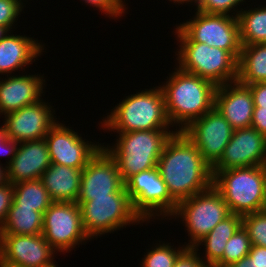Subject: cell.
Returning a JSON list of instances; mask_svg holds the SVG:
<instances>
[{
    "label": "cell",
    "mask_w": 266,
    "mask_h": 267,
    "mask_svg": "<svg viewBox=\"0 0 266 267\" xmlns=\"http://www.w3.org/2000/svg\"><path fill=\"white\" fill-rule=\"evenodd\" d=\"M157 169L177 203L213 185L212 167L182 131H176L166 142Z\"/></svg>",
    "instance_id": "1"
},
{
    "label": "cell",
    "mask_w": 266,
    "mask_h": 267,
    "mask_svg": "<svg viewBox=\"0 0 266 267\" xmlns=\"http://www.w3.org/2000/svg\"><path fill=\"white\" fill-rule=\"evenodd\" d=\"M174 69L159 87L172 128L176 126V131H183L214 107L217 86L207 79L184 72L177 66Z\"/></svg>",
    "instance_id": "2"
},
{
    "label": "cell",
    "mask_w": 266,
    "mask_h": 267,
    "mask_svg": "<svg viewBox=\"0 0 266 267\" xmlns=\"http://www.w3.org/2000/svg\"><path fill=\"white\" fill-rule=\"evenodd\" d=\"M102 118L100 128L109 132L126 133L139 130L171 129L159 86L125 96Z\"/></svg>",
    "instance_id": "3"
},
{
    "label": "cell",
    "mask_w": 266,
    "mask_h": 267,
    "mask_svg": "<svg viewBox=\"0 0 266 267\" xmlns=\"http://www.w3.org/2000/svg\"><path fill=\"white\" fill-rule=\"evenodd\" d=\"M175 132L174 128L118 133L112 146L107 143L103 147L116 161L125 183L131 176L157 167L166 142Z\"/></svg>",
    "instance_id": "4"
},
{
    "label": "cell",
    "mask_w": 266,
    "mask_h": 267,
    "mask_svg": "<svg viewBox=\"0 0 266 267\" xmlns=\"http://www.w3.org/2000/svg\"><path fill=\"white\" fill-rule=\"evenodd\" d=\"M213 186L233 214L262 211L265 200L266 165L212 170Z\"/></svg>",
    "instance_id": "5"
},
{
    "label": "cell",
    "mask_w": 266,
    "mask_h": 267,
    "mask_svg": "<svg viewBox=\"0 0 266 267\" xmlns=\"http://www.w3.org/2000/svg\"><path fill=\"white\" fill-rule=\"evenodd\" d=\"M77 203L84 230L91 240L127 226L144 223L134 211L127 192H116L109 194V197H92V200Z\"/></svg>",
    "instance_id": "6"
},
{
    "label": "cell",
    "mask_w": 266,
    "mask_h": 267,
    "mask_svg": "<svg viewBox=\"0 0 266 267\" xmlns=\"http://www.w3.org/2000/svg\"><path fill=\"white\" fill-rule=\"evenodd\" d=\"M180 43V44H179ZM177 67L216 86L237 81L238 60L227 50L200 42H177Z\"/></svg>",
    "instance_id": "7"
},
{
    "label": "cell",
    "mask_w": 266,
    "mask_h": 267,
    "mask_svg": "<svg viewBox=\"0 0 266 267\" xmlns=\"http://www.w3.org/2000/svg\"><path fill=\"white\" fill-rule=\"evenodd\" d=\"M188 20L176 25L174 33L177 42L205 43L227 50L239 59L241 43L238 17L196 11Z\"/></svg>",
    "instance_id": "8"
},
{
    "label": "cell",
    "mask_w": 266,
    "mask_h": 267,
    "mask_svg": "<svg viewBox=\"0 0 266 267\" xmlns=\"http://www.w3.org/2000/svg\"><path fill=\"white\" fill-rule=\"evenodd\" d=\"M230 214L222 195L211 185L207 190L180 201L170 219L181 220L190 238L184 243L187 247H194Z\"/></svg>",
    "instance_id": "9"
},
{
    "label": "cell",
    "mask_w": 266,
    "mask_h": 267,
    "mask_svg": "<svg viewBox=\"0 0 266 267\" xmlns=\"http://www.w3.org/2000/svg\"><path fill=\"white\" fill-rule=\"evenodd\" d=\"M125 189L134 211L147 224L158 217L170 220L177 209L178 203L169 194L157 167L131 176L125 182Z\"/></svg>",
    "instance_id": "10"
},
{
    "label": "cell",
    "mask_w": 266,
    "mask_h": 267,
    "mask_svg": "<svg viewBox=\"0 0 266 267\" xmlns=\"http://www.w3.org/2000/svg\"><path fill=\"white\" fill-rule=\"evenodd\" d=\"M42 235L57 255L91 240L84 230L77 202L54 201L43 214Z\"/></svg>",
    "instance_id": "11"
},
{
    "label": "cell",
    "mask_w": 266,
    "mask_h": 267,
    "mask_svg": "<svg viewBox=\"0 0 266 267\" xmlns=\"http://www.w3.org/2000/svg\"><path fill=\"white\" fill-rule=\"evenodd\" d=\"M57 121L45 136L51 163L83 170L104 143L84 139L81 134ZM86 140V141H85Z\"/></svg>",
    "instance_id": "12"
},
{
    "label": "cell",
    "mask_w": 266,
    "mask_h": 267,
    "mask_svg": "<svg viewBox=\"0 0 266 267\" xmlns=\"http://www.w3.org/2000/svg\"><path fill=\"white\" fill-rule=\"evenodd\" d=\"M233 131L229 122L213 107L182 132L198 148L204 160L213 167L223 155Z\"/></svg>",
    "instance_id": "13"
},
{
    "label": "cell",
    "mask_w": 266,
    "mask_h": 267,
    "mask_svg": "<svg viewBox=\"0 0 266 267\" xmlns=\"http://www.w3.org/2000/svg\"><path fill=\"white\" fill-rule=\"evenodd\" d=\"M126 192L114 158L102 146L82 170L80 192L77 201H89L92 197H109V194Z\"/></svg>",
    "instance_id": "14"
},
{
    "label": "cell",
    "mask_w": 266,
    "mask_h": 267,
    "mask_svg": "<svg viewBox=\"0 0 266 267\" xmlns=\"http://www.w3.org/2000/svg\"><path fill=\"white\" fill-rule=\"evenodd\" d=\"M56 253L42 234H0L1 262L22 267H55Z\"/></svg>",
    "instance_id": "15"
},
{
    "label": "cell",
    "mask_w": 266,
    "mask_h": 267,
    "mask_svg": "<svg viewBox=\"0 0 266 267\" xmlns=\"http://www.w3.org/2000/svg\"><path fill=\"white\" fill-rule=\"evenodd\" d=\"M46 102L42 99L5 115L3 124L8 137L17 143L44 139L50 128L58 121L54 106Z\"/></svg>",
    "instance_id": "16"
},
{
    "label": "cell",
    "mask_w": 266,
    "mask_h": 267,
    "mask_svg": "<svg viewBox=\"0 0 266 267\" xmlns=\"http://www.w3.org/2000/svg\"><path fill=\"white\" fill-rule=\"evenodd\" d=\"M266 165V137L255 128L236 129L212 170Z\"/></svg>",
    "instance_id": "17"
},
{
    "label": "cell",
    "mask_w": 266,
    "mask_h": 267,
    "mask_svg": "<svg viewBox=\"0 0 266 267\" xmlns=\"http://www.w3.org/2000/svg\"><path fill=\"white\" fill-rule=\"evenodd\" d=\"M214 107L234 130L251 127L255 106L248 86L238 81L217 86Z\"/></svg>",
    "instance_id": "18"
},
{
    "label": "cell",
    "mask_w": 266,
    "mask_h": 267,
    "mask_svg": "<svg viewBox=\"0 0 266 267\" xmlns=\"http://www.w3.org/2000/svg\"><path fill=\"white\" fill-rule=\"evenodd\" d=\"M8 75L0 78V116L15 112L24 106L42 100L46 85L40 74Z\"/></svg>",
    "instance_id": "19"
},
{
    "label": "cell",
    "mask_w": 266,
    "mask_h": 267,
    "mask_svg": "<svg viewBox=\"0 0 266 267\" xmlns=\"http://www.w3.org/2000/svg\"><path fill=\"white\" fill-rule=\"evenodd\" d=\"M51 165L45 139L21 142L10 164L6 167L7 181L16 184L40 179Z\"/></svg>",
    "instance_id": "20"
},
{
    "label": "cell",
    "mask_w": 266,
    "mask_h": 267,
    "mask_svg": "<svg viewBox=\"0 0 266 267\" xmlns=\"http://www.w3.org/2000/svg\"><path fill=\"white\" fill-rule=\"evenodd\" d=\"M33 38L26 35H14L10 31L0 41L1 76H9L12 73L14 75L16 71H25V67H29L30 64L38 60V57H41L45 45Z\"/></svg>",
    "instance_id": "21"
},
{
    "label": "cell",
    "mask_w": 266,
    "mask_h": 267,
    "mask_svg": "<svg viewBox=\"0 0 266 267\" xmlns=\"http://www.w3.org/2000/svg\"><path fill=\"white\" fill-rule=\"evenodd\" d=\"M81 174V169L51 163L40 179L53 201L77 202Z\"/></svg>",
    "instance_id": "22"
},
{
    "label": "cell",
    "mask_w": 266,
    "mask_h": 267,
    "mask_svg": "<svg viewBox=\"0 0 266 267\" xmlns=\"http://www.w3.org/2000/svg\"><path fill=\"white\" fill-rule=\"evenodd\" d=\"M241 225L242 215L231 213L195 244L194 248L197 251H200V245H204L205 255L203 253V257L200 255V258L206 267H214L222 259L227 241Z\"/></svg>",
    "instance_id": "23"
},
{
    "label": "cell",
    "mask_w": 266,
    "mask_h": 267,
    "mask_svg": "<svg viewBox=\"0 0 266 267\" xmlns=\"http://www.w3.org/2000/svg\"><path fill=\"white\" fill-rule=\"evenodd\" d=\"M237 81L246 86L266 82V43L241 46Z\"/></svg>",
    "instance_id": "24"
},
{
    "label": "cell",
    "mask_w": 266,
    "mask_h": 267,
    "mask_svg": "<svg viewBox=\"0 0 266 267\" xmlns=\"http://www.w3.org/2000/svg\"><path fill=\"white\" fill-rule=\"evenodd\" d=\"M43 214L34 208L10 206L0 234L38 235L42 234Z\"/></svg>",
    "instance_id": "25"
},
{
    "label": "cell",
    "mask_w": 266,
    "mask_h": 267,
    "mask_svg": "<svg viewBox=\"0 0 266 267\" xmlns=\"http://www.w3.org/2000/svg\"><path fill=\"white\" fill-rule=\"evenodd\" d=\"M258 6L247 5L238 15L241 46L266 43V6Z\"/></svg>",
    "instance_id": "26"
},
{
    "label": "cell",
    "mask_w": 266,
    "mask_h": 267,
    "mask_svg": "<svg viewBox=\"0 0 266 267\" xmlns=\"http://www.w3.org/2000/svg\"><path fill=\"white\" fill-rule=\"evenodd\" d=\"M13 202L11 206L34 208L42 214L54 202L43 186L41 179L13 184Z\"/></svg>",
    "instance_id": "27"
},
{
    "label": "cell",
    "mask_w": 266,
    "mask_h": 267,
    "mask_svg": "<svg viewBox=\"0 0 266 267\" xmlns=\"http://www.w3.org/2000/svg\"><path fill=\"white\" fill-rule=\"evenodd\" d=\"M159 242V243H158ZM142 257L141 267H173L179 254L187 247L185 244L174 247V244L158 241ZM181 246V247H180ZM174 247V248H173Z\"/></svg>",
    "instance_id": "28"
},
{
    "label": "cell",
    "mask_w": 266,
    "mask_h": 267,
    "mask_svg": "<svg viewBox=\"0 0 266 267\" xmlns=\"http://www.w3.org/2000/svg\"><path fill=\"white\" fill-rule=\"evenodd\" d=\"M251 241L241 225L227 241L222 259L214 267H228L231 263L247 256L251 249Z\"/></svg>",
    "instance_id": "29"
},
{
    "label": "cell",
    "mask_w": 266,
    "mask_h": 267,
    "mask_svg": "<svg viewBox=\"0 0 266 267\" xmlns=\"http://www.w3.org/2000/svg\"><path fill=\"white\" fill-rule=\"evenodd\" d=\"M242 226L250 238L251 245L266 247V211L243 215Z\"/></svg>",
    "instance_id": "30"
},
{
    "label": "cell",
    "mask_w": 266,
    "mask_h": 267,
    "mask_svg": "<svg viewBox=\"0 0 266 267\" xmlns=\"http://www.w3.org/2000/svg\"><path fill=\"white\" fill-rule=\"evenodd\" d=\"M243 2L246 3V0H198V5L195 8V11H201L207 14H225L238 17L242 10L240 9L242 7L241 5H244Z\"/></svg>",
    "instance_id": "31"
},
{
    "label": "cell",
    "mask_w": 266,
    "mask_h": 267,
    "mask_svg": "<svg viewBox=\"0 0 266 267\" xmlns=\"http://www.w3.org/2000/svg\"><path fill=\"white\" fill-rule=\"evenodd\" d=\"M24 8L16 0H0V25L7 27L10 31L16 29V22Z\"/></svg>",
    "instance_id": "32"
},
{
    "label": "cell",
    "mask_w": 266,
    "mask_h": 267,
    "mask_svg": "<svg viewBox=\"0 0 266 267\" xmlns=\"http://www.w3.org/2000/svg\"><path fill=\"white\" fill-rule=\"evenodd\" d=\"M88 6L98 8L100 12L109 17V19H120L124 12L113 0H81ZM112 17V18H111Z\"/></svg>",
    "instance_id": "33"
},
{
    "label": "cell",
    "mask_w": 266,
    "mask_h": 267,
    "mask_svg": "<svg viewBox=\"0 0 266 267\" xmlns=\"http://www.w3.org/2000/svg\"><path fill=\"white\" fill-rule=\"evenodd\" d=\"M194 247H186L177 257L173 267H206Z\"/></svg>",
    "instance_id": "34"
},
{
    "label": "cell",
    "mask_w": 266,
    "mask_h": 267,
    "mask_svg": "<svg viewBox=\"0 0 266 267\" xmlns=\"http://www.w3.org/2000/svg\"><path fill=\"white\" fill-rule=\"evenodd\" d=\"M13 184L10 182L0 186V229L5 223L8 211L13 202Z\"/></svg>",
    "instance_id": "35"
},
{
    "label": "cell",
    "mask_w": 266,
    "mask_h": 267,
    "mask_svg": "<svg viewBox=\"0 0 266 267\" xmlns=\"http://www.w3.org/2000/svg\"><path fill=\"white\" fill-rule=\"evenodd\" d=\"M19 143L16 141L10 139L7 135V130L5 125L1 124L0 126V155L1 156H7L8 162L6 161V167L10 164L12 159L14 158ZM10 159V160H9Z\"/></svg>",
    "instance_id": "36"
},
{
    "label": "cell",
    "mask_w": 266,
    "mask_h": 267,
    "mask_svg": "<svg viewBox=\"0 0 266 267\" xmlns=\"http://www.w3.org/2000/svg\"><path fill=\"white\" fill-rule=\"evenodd\" d=\"M253 96L255 107L266 108V82L248 85Z\"/></svg>",
    "instance_id": "37"
},
{
    "label": "cell",
    "mask_w": 266,
    "mask_h": 267,
    "mask_svg": "<svg viewBox=\"0 0 266 267\" xmlns=\"http://www.w3.org/2000/svg\"><path fill=\"white\" fill-rule=\"evenodd\" d=\"M251 127L266 137V108L254 107Z\"/></svg>",
    "instance_id": "38"
},
{
    "label": "cell",
    "mask_w": 266,
    "mask_h": 267,
    "mask_svg": "<svg viewBox=\"0 0 266 267\" xmlns=\"http://www.w3.org/2000/svg\"><path fill=\"white\" fill-rule=\"evenodd\" d=\"M249 258H254V261L261 267H266V247L252 245Z\"/></svg>",
    "instance_id": "39"
},
{
    "label": "cell",
    "mask_w": 266,
    "mask_h": 267,
    "mask_svg": "<svg viewBox=\"0 0 266 267\" xmlns=\"http://www.w3.org/2000/svg\"><path fill=\"white\" fill-rule=\"evenodd\" d=\"M228 267H261L255 261L254 258H249L245 256L239 261L231 263Z\"/></svg>",
    "instance_id": "40"
},
{
    "label": "cell",
    "mask_w": 266,
    "mask_h": 267,
    "mask_svg": "<svg viewBox=\"0 0 266 267\" xmlns=\"http://www.w3.org/2000/svg\"><path fill=\"white\" fill-rule=\"evenodd\" d=\"M7 171H6V166H3L0 163V186L4 185L7 183Z\"/></svg>",
    "instance_id": "41"
},
{
    "label": "cell",
    "mask_w": 266,
    "mask_h": 267,
    "mask_svg": "<svg viewBox=\"0 0 266 267\" xmlns=\"http://www.w3.org/2000/svg\"><path fill=\"white\" fill-rule=\"evenodd\" d=\"M168 1H171V2H173L174 3V5L175 4H189V6H190V4L191 5H194V7H197V5H198V0H168ZM196 5V6H195Z\"/></svg>",
    "instance_id": "42"
},
{
    "label": "cell",
    "mask_w": 266,
    "mask_h": 267,
    "mask_svg": "<svg viewBox=\"0 0 266 267\" xmlns=\"http://www.w3.org/2000/svg\"><path fill=\"white\" fill-rule=\"evenodd\" d=\"M10 32V30L3 26V25H0V41Z\"/></svg>",
    "instance_id": "43"
},
{
    "label": "cell",
    "mask_w": 266,
    "mask_h": 267,
    "mask_svg": "<svg viewBox=\"0 0 266 267\" xmlns=\"http://www.w3.org/2000/svg\"><path fill=\"white\" fill-rule=\"evenodd\" d=\"M124 12L128 9L125 0H113Z\"/></svg>",
    "instance_id": "44"
},
{
    "label": "cell",
    "mask_w": 266,
    "mask_h": 267,
    "mask_svg": "<svg viewBox=\"0 0 266 267\" xmlns=\"http://www.w3.org/2000/svg\"><path fill=\"white\" fill-rule=\"evenodd\" d=\"M0 267H22V266H17V265H14V264L5 263V262H1L0 261Z\"/></svg>",
    "instance_id": "45"
},
{
    "label": "cell",
    "mask_w": 266,
    "mask_h": 267,
    "mask_svg": "<svg viewBox=\"0 0 266 267\" xmlns=\"http://www.w3.org/2000/svg\"><path fill=\"white\" fill-rule=\"evenodd\" d=\"M17 2H19L23 7H26L25 5H26V3L28 2V0H16ZM26 3H25V2ZM25 4V5H24Z\"/></svg>",
    "instance_id": "46"
},
{
    "label": "cell",
    "mask_w": 266,
    "mask_h": 267,
    "mask_svg": "<svg viewBox=\"0 0 266 267\" xmlns=\"http://www.w3.org/2000/svg\"><path fill=\"white\" fill-rule=\"evenodd\" d=\"M263 211H266V186H265V200H264Z\"/></svg>",
    "instance_id": "47"
}]
</instances>
